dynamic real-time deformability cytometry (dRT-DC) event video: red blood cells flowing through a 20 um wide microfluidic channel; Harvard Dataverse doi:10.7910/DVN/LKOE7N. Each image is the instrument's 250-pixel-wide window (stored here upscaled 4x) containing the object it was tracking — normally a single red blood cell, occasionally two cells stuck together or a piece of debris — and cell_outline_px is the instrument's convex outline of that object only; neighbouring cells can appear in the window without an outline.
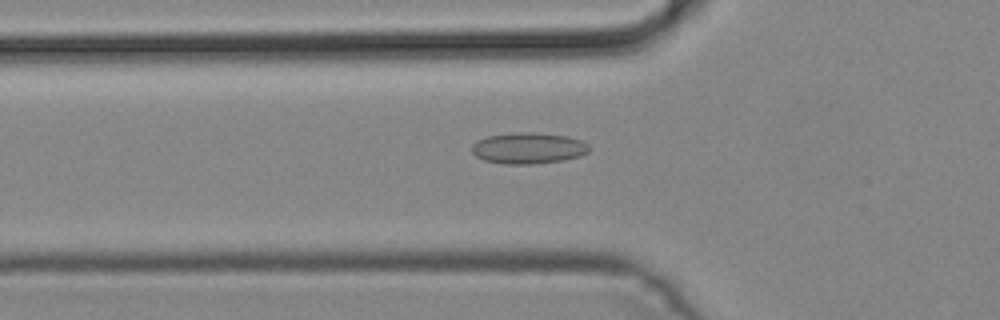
{"species": "common noctule bat (a hibernating species)", "species_latin": "Nyctalus noctula", "temperature_condition": "cold", "stored_images_in_passage": 48, "camera_frame_rate_fps": 3000, "um_per_image_px": 0.085, "animal": {"sex": "male", "body_mass_g": 19.2, "forearm_length_mm": 51.8}, "frame": {"image": 1, "passage_image": 16, "time_ms": 5.0, "image_size_px": [1000, 320], "cell_outline_px": [[588, 152], [580, 156], [560, 160], [532, 164], [504, 164], [484, 160], [476, 156], [472, 152], [472, 144], [476, 140], [488, 136], [516, 132], [532, 132], [564, 136], [580, 140], [588, 144]], "centroid_in_image_um": [44.86, 12.59], "position_along_channel_um": 80.9, "area_um2": 21.1}}
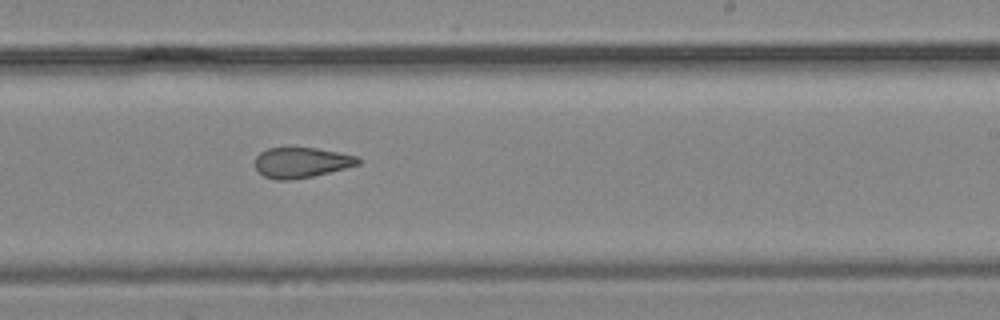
{"frame": {"image": 2, "passage_image": 29, "time_ms": 9.333, "image_size_px": [1000, 320], "cell_outline_px": [[360, 164], [312, 176], [292, 180], [276, 180], [264, 176], [256, 168], [256, 156], [260, 152], [268, 148], [316, 148], [360, 156]], "centroid_in_image_um": [25.63, 13.81], "position_along_channel_um": 263.4, "area_um2": 18.09}}
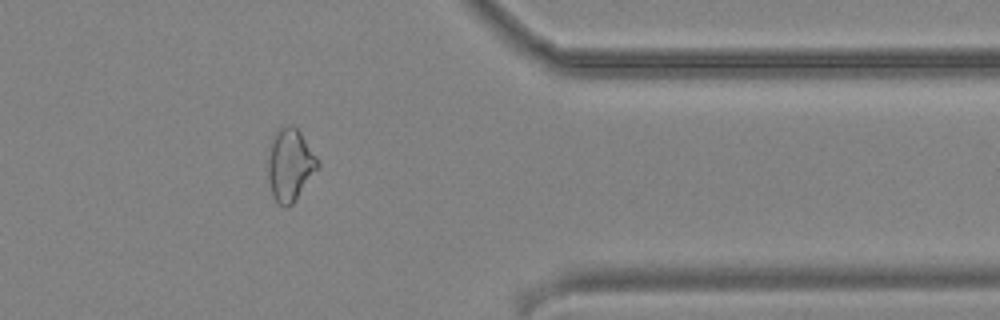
{"frame": {"image": 3, "passage_image": 39, "time_ms": 12.667, "image_size_px": [1000, 320], "cell_outline_px": [[320, 168], [296, 200], [288, 208], [284, 208], [272, 196], [268, 176], [268, 148], [272, 136], [280, 128], [288, 124], [296, 128], [300, 132], [320, 160]], "centroid_in_image_um": [24.67, 14.03], "position_along_channel_um": 386.7, "area_um2": 21.44}}